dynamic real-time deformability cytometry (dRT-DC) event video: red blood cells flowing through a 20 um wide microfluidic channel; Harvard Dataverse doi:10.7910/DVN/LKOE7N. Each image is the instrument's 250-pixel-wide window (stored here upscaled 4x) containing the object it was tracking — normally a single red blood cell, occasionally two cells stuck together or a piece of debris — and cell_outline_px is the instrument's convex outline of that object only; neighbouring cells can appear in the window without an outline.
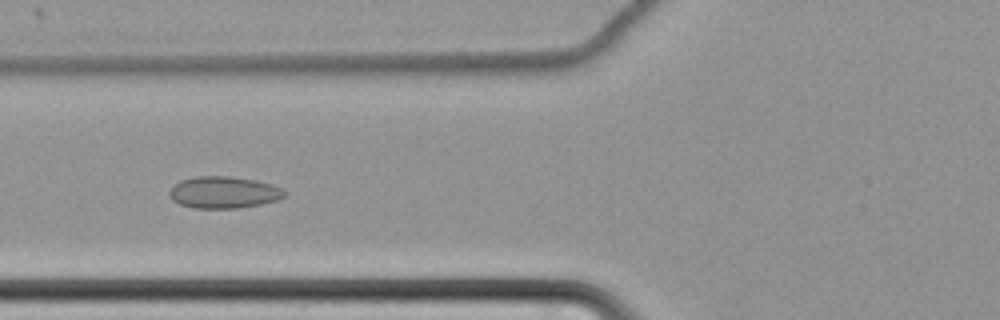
{"species": "common noctule bat (a hibernating species)", "species_latin": "Nyctalus noctula", "temperature_condition": "cold", "stored_images_in_passage": 66, "camera_frame_rate_fps": 3000, "um_per_image_px": 0.085, "animal": {"sex": "female", "body_mass_g": 22.7, "forearm_length_mm": 54.2}, "frame": {"image": 1, "passage_image": 29, "time_ms": 9.333, "image_size_px": [1000, 320], "cell_outline_px": [[284, 196], [276, 200], [260, 204], [236, 208], [192, 208], [180, 204], [172, 200], [168, 196], [168, 192], [172, 184], [180, 180], [196, 176], [228, 176], [252, 180], [272, 184], [280, 188], [284, 192]], "centroid_in_image_um": [18.92, 16.35], "position_along_channel_um": 106.9, "area_um2": 21.27}}
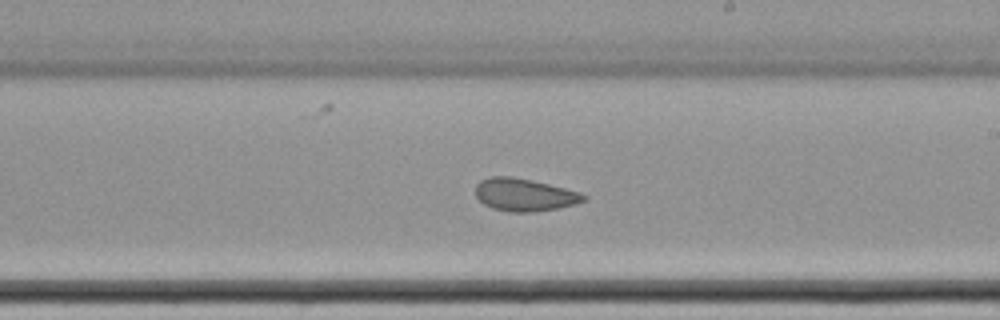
{"frame": {"image": 2, "passage_image": 41, "time_ms": 13.333, "image_size_px": [1000, 320], "cell_outline_px": [[588, 196], [584, 200], [576, 204], [556, 208], [532, 212], [508, 212], [492, 208], [484, 204], [476, 196], [476, 184], [480, 180], [492, 176], [512, 176], [532, 180], [580, 192]], "centroid_in_image_um": [44.56, 16.55], "position_along_channel_um": 244.4, "area_um2": 20.52}}
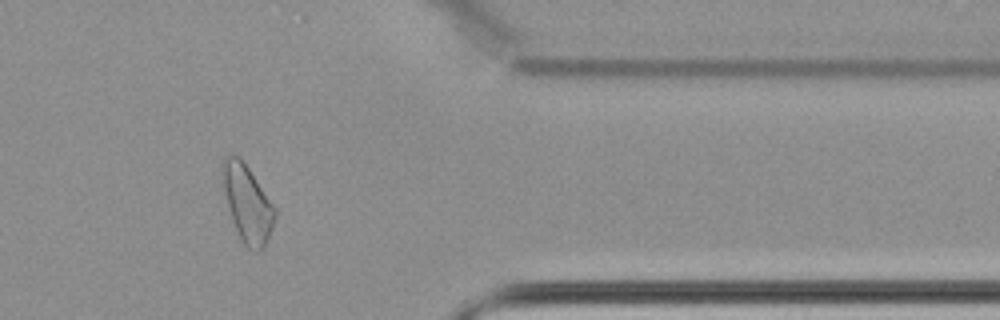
{"frame": {"image": 3, "passage_image": 55, "time_ms": 18.0, "image_size_px": [1000, 320], "cell_outline_px": [[276, 216], [272, 228], [264, 248], [260, 252], [256, 252], [248, 248], [244, 244], [232, 220], [224, 188], [220, 168], [224, 160], [228, 156], [236, 156], [248, 168], [276, 208]], "centroid_in_image_um": [21.05, 17.35], "position_along_channel_um": 390.4, "area_um2": 22.89}}